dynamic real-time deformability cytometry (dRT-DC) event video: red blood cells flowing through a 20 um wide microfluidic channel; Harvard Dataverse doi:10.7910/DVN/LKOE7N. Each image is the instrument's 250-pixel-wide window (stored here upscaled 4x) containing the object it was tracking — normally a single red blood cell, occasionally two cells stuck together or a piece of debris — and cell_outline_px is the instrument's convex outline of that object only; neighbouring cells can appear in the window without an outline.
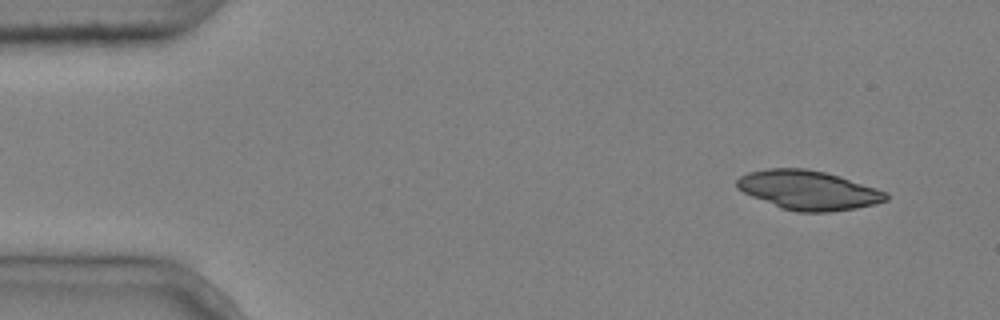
{"species": "common noctule bat (a hibernating species)", "species_latin": "Nyctalus noctula", "temperature_condition": "cold", "stored_images_in_passage": 3, "camera_frame_rate_fps": 3000, "um_per_image_px": 0.085, "animal": {"sex": "male", "body_mass_g": 20.4}, "frame": {"image": 1, "passage_image": 1, "time_ms": 0.0, "image_size_px": [1000, 320], "cell_outline_px": [[888, 200], [876, 204], [856, 208], [828, 212], [796, 212], [780, 208], [752, 196], [736, 188], [736, 180], [740, 176], [748, 172], [768, 168], [804, 168], [824, 172], [840, 176], [888, 192]], "centroid_in_image_um": [68.71, 16.16], "position_along_channel_um": 16.3, "area_um2": 34.16}}